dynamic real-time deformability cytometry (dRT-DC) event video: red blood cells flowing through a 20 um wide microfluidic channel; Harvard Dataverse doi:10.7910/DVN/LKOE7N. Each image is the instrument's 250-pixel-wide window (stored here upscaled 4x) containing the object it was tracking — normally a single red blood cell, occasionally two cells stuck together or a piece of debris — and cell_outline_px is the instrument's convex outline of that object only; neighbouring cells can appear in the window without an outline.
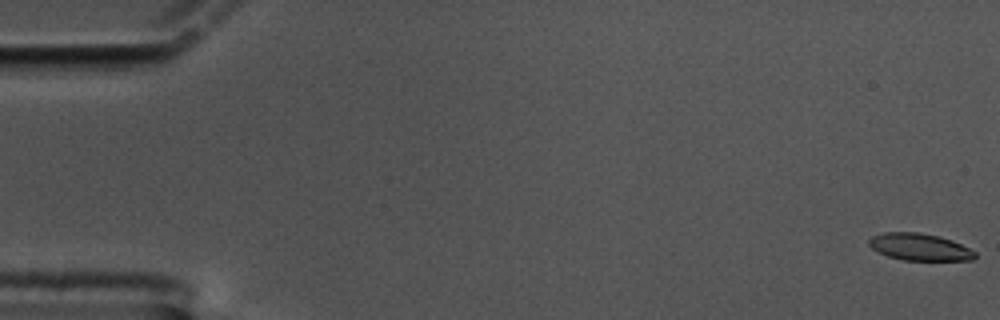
{"species": "common noctule bat (a hibernating species)", "species_latin": "Nyctalus noctula", "temperature_condition": "cold", "stored_images_in_passage": 16, "camera_frame_rate_fps": 3000, "um_per_image_px": 0.085, "animal": {"sex": "male", "body_mass_g": 17.5, "forearm_length_mm": 52.3}, "frame": {"image": 1, "passage_image": 1, "time_ms": 0.0, "image_size_px": [1000, 320], "cell_outline_px": [[976, 256], [972, 260], [904, 260], [888, 256], [872, 248], [868, 244], [868, 240], [872, 236], [884, 232], [920, 232], [952, 240], [976, 252]], "centroid_in_image_um": [78.15, 20.99], "position_along_channel_um": 6.8, "area_um2": 16.53}}